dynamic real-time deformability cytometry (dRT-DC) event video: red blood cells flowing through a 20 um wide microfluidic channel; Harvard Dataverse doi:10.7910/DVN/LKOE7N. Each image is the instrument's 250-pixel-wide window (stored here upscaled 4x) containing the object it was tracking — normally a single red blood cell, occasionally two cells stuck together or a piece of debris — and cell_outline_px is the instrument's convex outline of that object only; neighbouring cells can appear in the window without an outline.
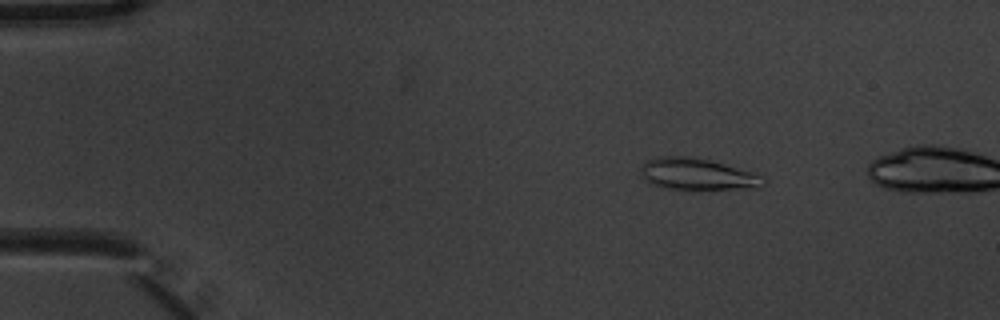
{"species": "common noctule bat (a hibernating species)", "species_latin": "Nyctalus noctula", "temperature_condition": "warm", "stored_images_in_passage": 4, "camera_frame_rate_fps": 3000, "um_per_image_px": 0.085, "animal": {"sex": "male", "body_mass_g": 20.1, "forearm_length_mm": 53.5}, "frame": {"image": 1, "passage_image": 2, "time_ms": 0.333, "image_size_px": [1000, 320], "cell_outline_px": [[768, 180], [764, 184], [756, 188], [692, 192], [664, 188], [652, 184], [644, 180], [644, 164], [648, 160], [660, 156], [684, 156], [708, 160], [756, 172]], "centroid_in_image_um": [59.38, 14.87], "position_along_channel_um": 25.6, "area_um2": 23.29}}